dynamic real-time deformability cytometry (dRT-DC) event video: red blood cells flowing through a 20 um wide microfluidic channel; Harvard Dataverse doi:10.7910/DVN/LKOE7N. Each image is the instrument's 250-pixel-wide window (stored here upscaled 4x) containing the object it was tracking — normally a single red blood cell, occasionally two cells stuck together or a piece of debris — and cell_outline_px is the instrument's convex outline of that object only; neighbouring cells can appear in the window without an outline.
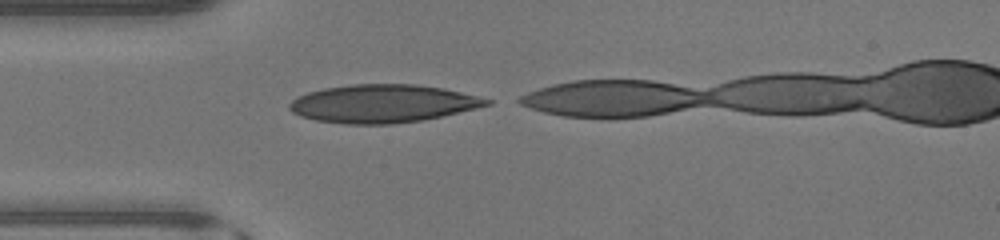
{"species": "human", "species_latin": "Homo sapiens", "temperature_condition": "warm", "stored_images_in_passage": 8, "camera_frame_rate_fps": 3000, "um_per_image_px": 0.085, "donor": {"sex": "male"}, "frame": {"image": 1, "passage_image": 1, "time_ms": 0.0, "image_size_px": [1000, 240], "cell_outline_px": [[492, 104], [476, 108], [424, 120], [392, 124], [344, 124], [316, 120], [300, 116], [292, 112], [288, 108], [288, 104], [292, 100], [308, 92], [324, 88], [352, 84], [416, 84], [444, 88], [492, 100]], "centroid_in_image_um": [32.52, 8.81], "position_along_channel_um": 52.5, "area_um2": 43.7}}
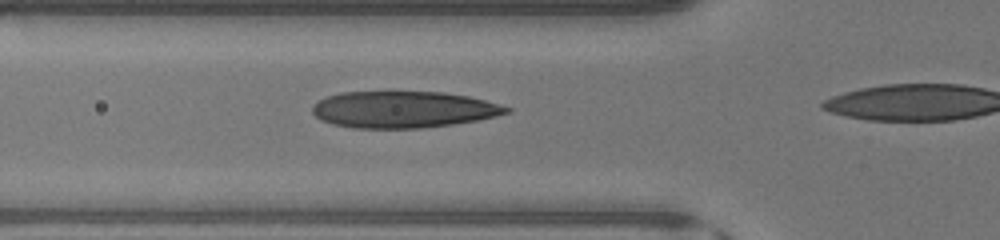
{"frame": {"image": 2, "passage_image": 4, "time_ms": 1.0, "image_size_px": [1000, 240], "cell_outline_px": [[512, 112], [480, 120], [452, 124], [420, 128], [352, 128], [332, 124], [320, 120], [312, 112], [312, 108], [320, 100], [328, 96], [340, 92], [392, 88], [444, 92], [468, 96], [484, 100], [512, 108]], "centroid_in_image_um": [34.27, 9.26], "position_along_channel_um": 91.5, "area_um2": 42.89}}
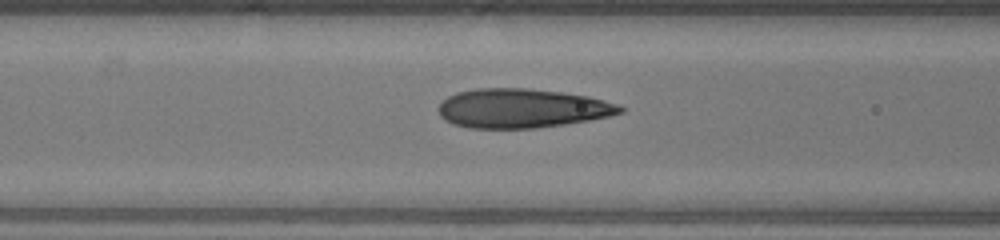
{"frame": {"image": 3, "passage_image": 6, "time_ms": 1.667, "image_size_px": [1000, 240], "cell_outline_px": [[624, 112], [608, 116], [588, 120], [564, 124], [536, 128], [472, 128], [456, 124], [444, 120], [440, 116], [440, 104], [448, 96], [456, 92], [476, 88], [528, 88], [560, 92], [588, 96], [604, 100], [616, 104], [624, 108]], "centroid_in_image_um": [44.36, 9.2], "position_along_channel_um": 122.2, "area_um2": 41.21}}